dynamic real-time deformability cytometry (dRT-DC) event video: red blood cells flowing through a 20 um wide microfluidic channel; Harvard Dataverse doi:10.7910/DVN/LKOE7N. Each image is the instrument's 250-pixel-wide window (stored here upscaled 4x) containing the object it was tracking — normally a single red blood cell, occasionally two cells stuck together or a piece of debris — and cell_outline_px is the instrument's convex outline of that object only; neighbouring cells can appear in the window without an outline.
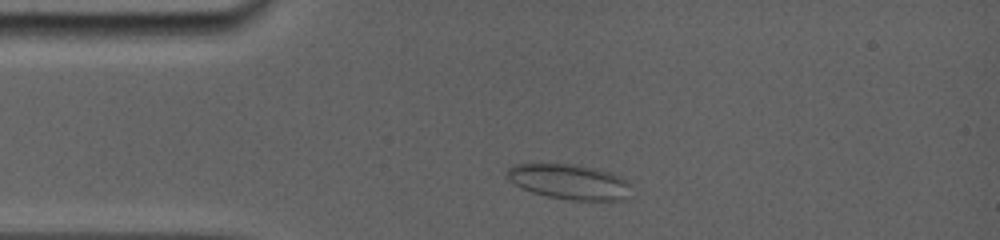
{"species": "common noctule bat (a hibernating species)", "species_latin": "Nyctalus noctula", "temperature_condition": "room temperature", "stored_images_in_passage": 27, "camera_frame_rate_fps": 5000, "um_per_image_px": 0.085, "animal": {"sex": "female", "body_mass_g": 19.0, "forearm_length_mm": 56.7}, "frame": {"image": 1, "passage_image": 3, "time_ms": 1.0, "image_size_px": [1000, 240], "cell_outline_px": [[628, 200], [572, 200], [548, 196], [532, 192], [516, 184], [504, 176], [504, 172], [512, 164], [572, 164], [596, 168], [612, 172], [628, 180]], "centroid_in_image_um": [48.39, 15.44], "position_along_channel_um": 36.6, "area_um2": 25.43}}
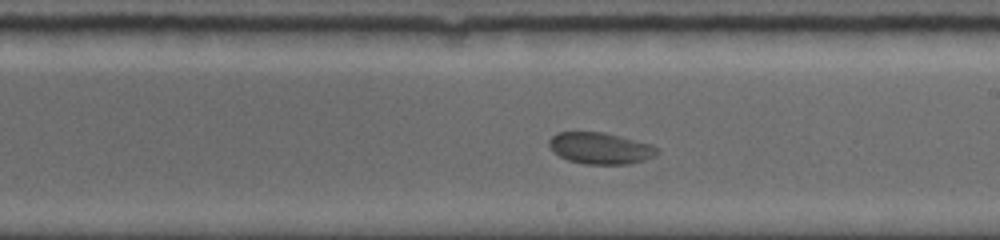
{"frame": {"image": 2, "passage_image": 17, "time_ms": 7.0, "image_size_px": [1000, 240], "cell_outline_px": [[660, 152], [656, 156], [644, 160], [628, 164], [584, 164], [568, 160], [560, 156], [548, 144], [548, 140], [556, 132], [600, 132], [620, 136], [652, 144], [660, 148]], "centroid_in_image_um": [51.08, 12.6], "position_along_channel_um": 237.9, "area_um2": 19.88}}
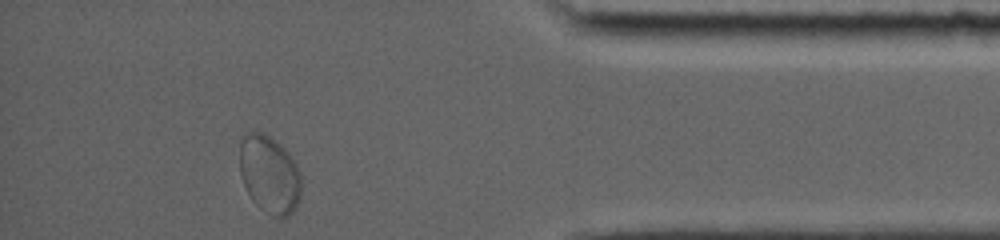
{"frame": {"image": 3, "passage_image": 27, "time_ms": 12.2, "image_size_px": [1000, 240], "cell_outline_px": [[300, 196], [296, 208], [288, 216], [280, 220], [260, 208], [252, 200], [240, 176], [240, 140], [244, 132], [260, 132], [276, 140], [288, 152], [296, 164], [300, 172]], "centroid_in_image_um": [22.9, 14.83], "position_along_channel_um": 412.3, "area_um2": 28.15}}